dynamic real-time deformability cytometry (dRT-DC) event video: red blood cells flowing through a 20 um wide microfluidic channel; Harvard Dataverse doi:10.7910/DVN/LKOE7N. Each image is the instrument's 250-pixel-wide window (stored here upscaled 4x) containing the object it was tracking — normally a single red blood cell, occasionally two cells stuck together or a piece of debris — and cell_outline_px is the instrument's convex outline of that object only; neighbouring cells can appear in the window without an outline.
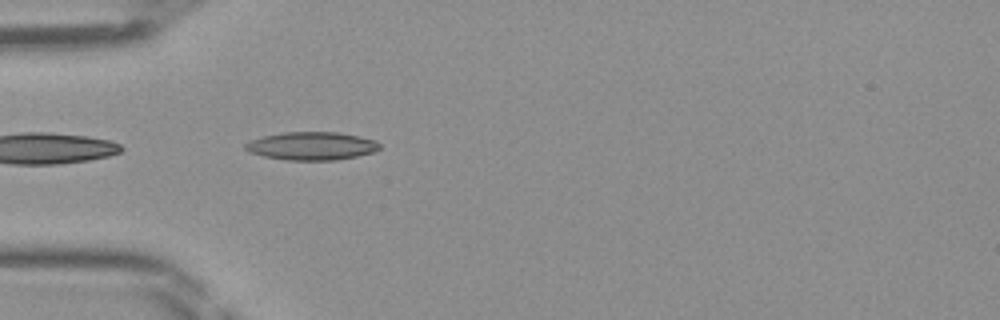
{"species": "Egyptian fruit bat (a non-hibernating species)", "species_latin": "Rousettus aegyptiacus", "temperature_condition": "room temperature", "stored_images_in_passage": 34, "camera_frame_rate_fps": 3000, "um_per_image_px": 0.085, "frame": {"image": 1, "passage_image": 1, "time_ms": 0.0, "image_size_px": [1000, 320], "cell_outline_px": [[380, 148], [372, 152], [356, 156], [336, 160], [284, 160], [264, 156], [248, 152], [244, 148], [244, 144], [252, 140], [264, 136], [284, 132], [336, 132], [360, 136], [376, 140], [380, 144]], "centroid_in_image_um": [26.49, 12.41], "position_along_channel_um": 58.5, "area_um2": 21.96}}
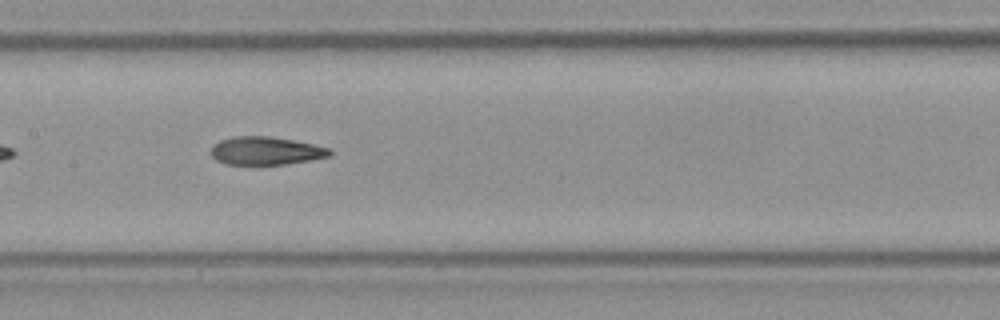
{"frame": {"image": 2, "passage_image": 10, "time_ms": 3.0, "image_size_px": [1000, 320], "cell_outline_px": [[332, 156], [284, 164], [224, 164], [216, 160], [212, 156], [212, 144], [220, 140], [232, 136], [268, 136], [292, 140], [332, 148]], "centroid_in_image_um": [22.59, 12.81], "position_along_channel_um": 184.8, "area_um2": 19.42}}
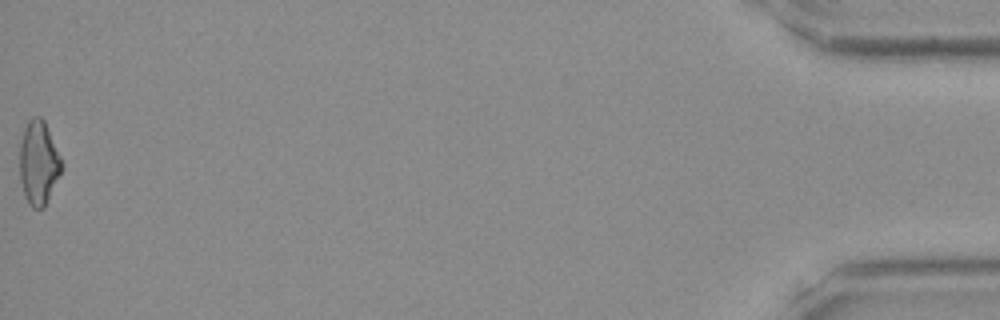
{"frame": {"image": 3, "passage_image": 34, "time_ms": 11.0, "image_size_px": [1000, 320], "cell_outline_px": [[64, 168], [44, 208], [32, 208], [28, 204], [24, 196], [20, 180], [20, 144], [24, 128], [28, 120], [32, 116], [40, 116], [44, 120], [64, 164]], "centroid_in_image_um": [3.29, 13.85], "position_along_channel_um": 431.9, "area_um2": 20.81}}